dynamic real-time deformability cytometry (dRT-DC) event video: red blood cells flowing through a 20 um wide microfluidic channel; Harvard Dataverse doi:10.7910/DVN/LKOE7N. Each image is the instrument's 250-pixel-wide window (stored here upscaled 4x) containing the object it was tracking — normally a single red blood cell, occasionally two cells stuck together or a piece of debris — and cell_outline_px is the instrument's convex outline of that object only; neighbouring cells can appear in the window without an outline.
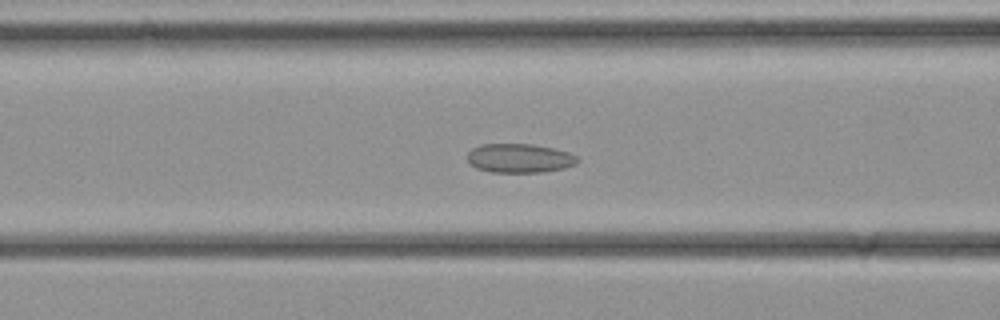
{"species": "common noctule bat (a hibernating species)", "species_latin": "Nyctalus noctula", "temperature_condition": "cold", "stored_images_in_passage": 26, "camera_frame_rate_fps": 3000, "um_per_image_px": 0.085, "animal": {"sex": "female", "body_mass_g": 21.9}, "frame": {"image": 1, "passage_image": 4, "time_ms": 1.0, "image_size_px": [1000, 320], "cell_outline_px": [[580, 160], [576, 164], [564, 168], [544, 172], [492, 172], [476, 168], [468, 164], [468, 152], [472, 148], [480, 144], [532, 144], [552, 148], [568, 152], [576, 156]], "centroid_in_image_um": [44.14, 13.45], "position_along_channel_um": 122.5, "area_um2": 18.73}}
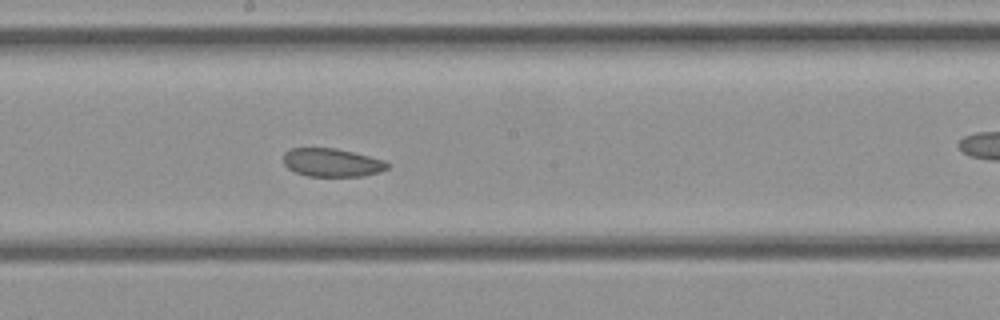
{"frame": {"image": 2, "passage_image": 9, "time_ms": 2.667, "image_size_px": [1000, 320], "cell_outline_px": [[392, 164], [388, 168], [380, 172], [364, 176], [308, 176], [296, 172], [288, 168], [284, 164], [284, 152], [292, 148], [336, 148], [384, 160]], "centroid_in_image_um": [28.24, 13.82], "position_along_channel_um": 220.0, "area_um2": 17.17}}
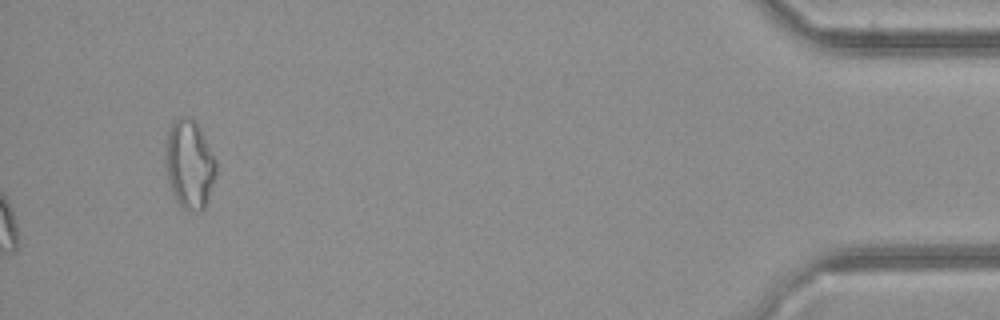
{"frame": {"image": 3, "passage_image": 26, "time_ms": 8.333, "image_size_px": [1000, 320], "cell_outline_px": [[216, 172], [208, 200], [204, 208], [200, 212], [196, 212], [184, 208], [180, 204], [172, 192], [168, 180], [164, 164], [168, 132], [172, 124], [180, 116], [184, 116], [196, 120], [216, 160]], "centroid_in_image_um": [16.1, 13.96], "position_along_channel_um": 419.1, "area_um2": 26.07}}